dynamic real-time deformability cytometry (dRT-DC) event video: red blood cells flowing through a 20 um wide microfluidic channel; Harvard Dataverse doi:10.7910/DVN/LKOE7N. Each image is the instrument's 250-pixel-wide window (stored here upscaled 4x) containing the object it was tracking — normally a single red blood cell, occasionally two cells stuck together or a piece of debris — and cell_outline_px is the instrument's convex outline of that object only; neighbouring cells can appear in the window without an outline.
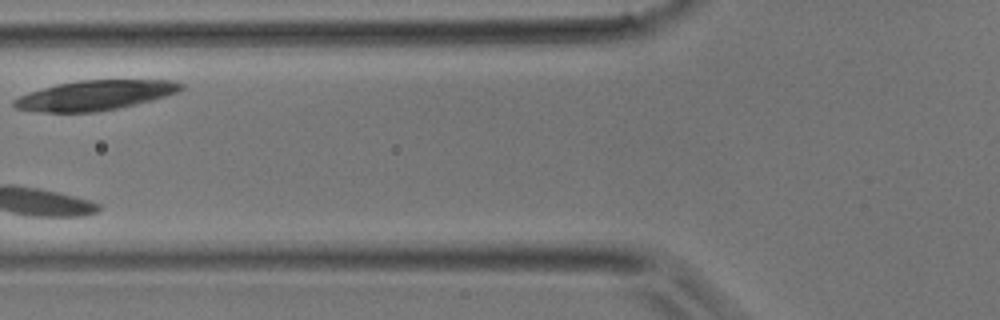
{"species": "common noctule bat (a hibernating species)", "species_latin": "Nyctalus noctula", "temperature_condition": "room temperature", "stored_images_in_passage": 5, "camera_frame_rate_fps": 3000, "um_per_image_px": 0.085, "animal": {"sex": "male", "body_mass_g": 17.9}, "frame": {"image": 1, "passage_image": 5, "time_ms": 4.667, "image_size_px": [1000, 320], "cell_outline_px": [[184, 88], [176, 92], [152, 100], [120, 108], [100, 112], [36, 112], [16, 108], [12, 104], [12, 100], [20, 96], [56, 84], [80, 80], [176, 80], [184, 84]], "centroid_in_image_um": [8.09, 8.1], "position_along_channel_um": 117.7, "area_um2": 29.02}}